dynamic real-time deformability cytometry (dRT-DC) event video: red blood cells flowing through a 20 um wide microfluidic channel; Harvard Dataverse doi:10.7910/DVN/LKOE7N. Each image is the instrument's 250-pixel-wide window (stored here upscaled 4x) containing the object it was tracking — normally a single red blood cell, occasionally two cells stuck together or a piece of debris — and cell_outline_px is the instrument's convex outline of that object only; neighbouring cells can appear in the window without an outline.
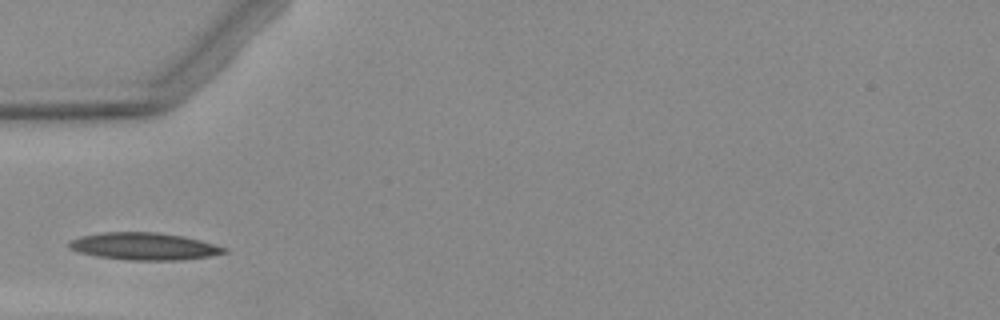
{"species": "Egyptian fruit bat (a non-hibernating species)", "species_latin": "Rousettus aegyptiacus", "temperature_condition": "warm", "stored_images_in_passage": 1, "camera_frame_rate_fps": 3000, "um_per_image_px": 0.085, "animal": {"sex": "female"}, "frame": {"image": 1, "passage_image": 1, "time_ms": 0.0, "image_size_px": [1000, 320], "cell_outline_px": [[228, 252], [208, 256], [180, 260], [128, 260], [96, 256], [80, 252], [68, 248], [68, 240], [80, 236], [104, 232], [160, 232], [184, 236], [200, 240], [228, 248]], "centroid_in_image_um": [12.23, 20.93], "position_along_channel_um": 72.8, "area_um2": 24.74}}